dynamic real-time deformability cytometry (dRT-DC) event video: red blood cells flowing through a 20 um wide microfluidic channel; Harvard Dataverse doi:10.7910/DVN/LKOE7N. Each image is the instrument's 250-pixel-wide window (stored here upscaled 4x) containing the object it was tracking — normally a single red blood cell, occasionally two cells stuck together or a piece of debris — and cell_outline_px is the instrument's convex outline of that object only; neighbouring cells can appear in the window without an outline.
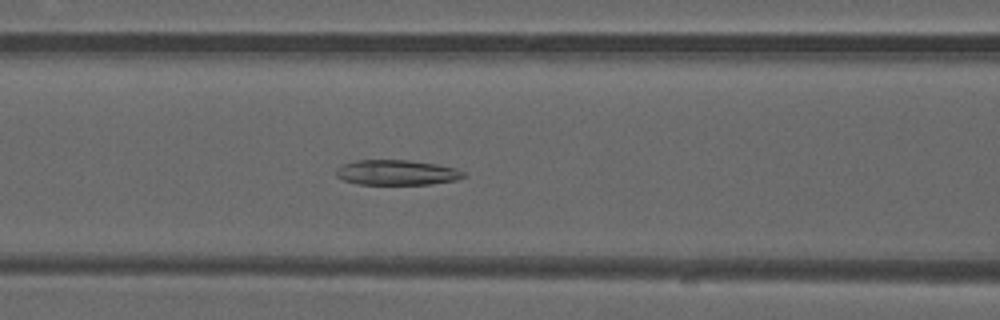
{"species": "common noctule bat (a hibernating species)", "species_latin": "Nyctalus noctula", "temperature_condition": "warm", "stored_images_in_passage": 31, "camera_frame_rate_fps": 3000, "um_per_image_px": 0.085, "animal": {"sex": "male", "forearm_length_mm": 52.5}, "frame": {"image": 1, "passage_image": 10, "time_ms": 3.0, "image_size_px": [1000, 320], "cell_outline_px": [[468, 176], [456, 180], [432, 184], [356, 184], [344, 180], [336, 176], [336, 168], [344, 164], [356, 160], [408, 160], [436, 164], [456, 168], [468, 172]], "centroid_in_image_um": [33.78, 14.66], "position_along_channel_um": 132.8, "area_um2": 18.84}}
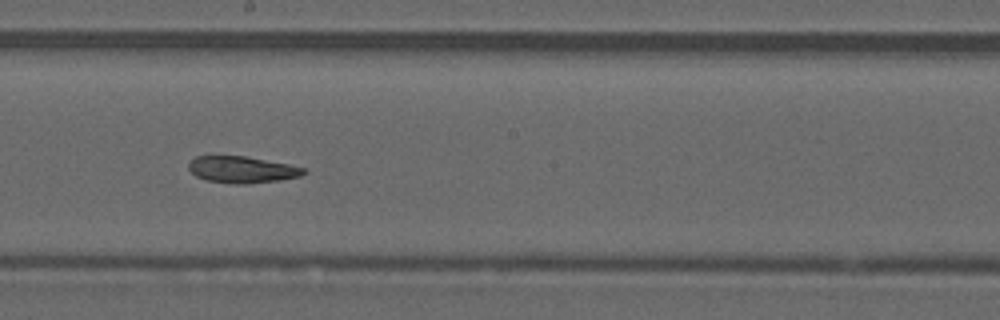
{"frame": {"image": 2, "passage_image": 17, "time_ms": 5.333, "image_size_px": [1000, 320], "cell_outline_px": [[308, 172], [300, 176], [280, 180], [248, 184], [236, 184], [208, 180], [196, 176], [188, 168], [188, 164], [196, 156], [244, 156], [288, 164], [308, 168]], "centroid_in_image_um": [20.62, 14.42], "position_along_channel_um": 227.6, "area_um2": 17.8}}
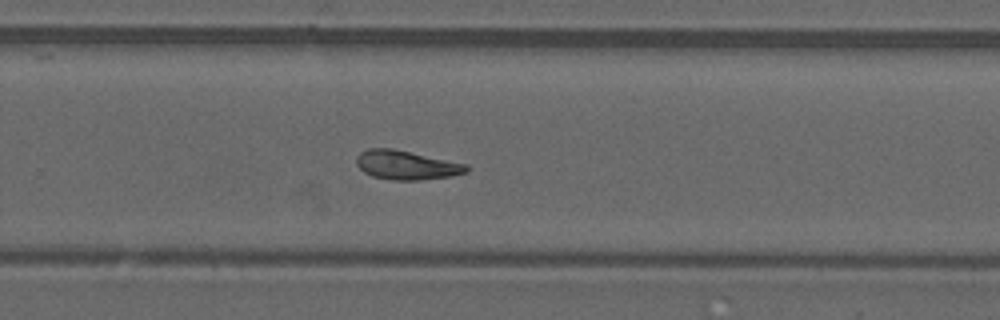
{"frame": {"image": 3, "passage_image": 22, "time_ms": 7.0, "image_size_px": [1000, 320], "cell_outline_px": [[468, 172], [452, 176], [420, 180], [392, 180], [372, 176], [364, 172], [356, 164], [356, 156], [360, 152], [368, 148], [392, 148], [468, 164]], "centroid_in_image_um": [34.54, 14.03], "position_along_channel_um": 295.3, "area_um2": 18.73}, "authors_computed_cell_mechanics": {"area_um2": 18.7272, "velocity_mm_per_s": 4.0732, "shape_relaxation_time_tau1_ms": null, "shape_relaxation_time_tau2_ms": 8.7362, "deformation_change_tau1": null, "deformation_change_tau2": 0.2151}}